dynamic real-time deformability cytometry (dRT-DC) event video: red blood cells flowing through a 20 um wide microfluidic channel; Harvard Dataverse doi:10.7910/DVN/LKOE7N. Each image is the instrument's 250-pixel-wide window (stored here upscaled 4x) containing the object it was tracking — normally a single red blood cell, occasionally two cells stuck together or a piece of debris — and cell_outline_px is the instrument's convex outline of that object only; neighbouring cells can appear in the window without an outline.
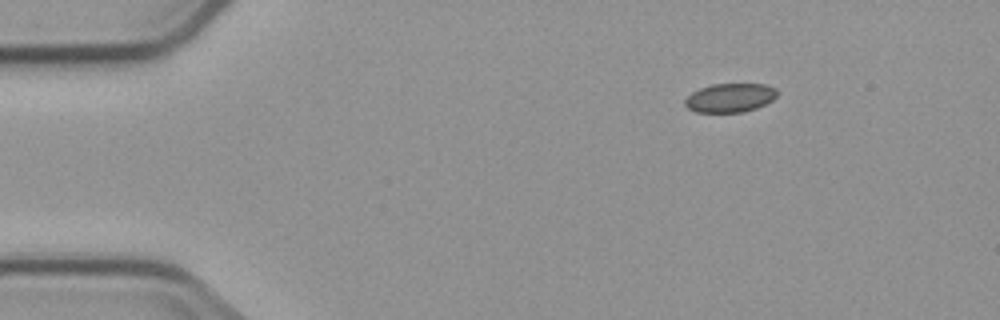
{"species": "common noctule bat (a hibernating species)", "species_latin": "Nyctalus noctula", "temperature_condition": "cold", "stored_images_in_passage": 3, "camera_frame_rate_fps": 3000, "um_per_image_px": 0.085, "animal": {"sex": "male", "body_mass_g": 23.1, "forearm_length_mm": 52.7}, "frame": {"image": 1, "passage_image": 1, "time_ms": 0.0, "image_size_px": [1000, 320], "cell_outline_px": [[776, 96], [772, 100], [756, 108], [744, 112], [696, 112], [688, 108], [684, 104], [684, 100], [692, 92], [700, 88], [712, 84], [764, 84], [776, 88]], "centroid_in_image_um": [62.03, 8.31], "position_along_channel_um": 23.0, "area_um2": 15.43}}